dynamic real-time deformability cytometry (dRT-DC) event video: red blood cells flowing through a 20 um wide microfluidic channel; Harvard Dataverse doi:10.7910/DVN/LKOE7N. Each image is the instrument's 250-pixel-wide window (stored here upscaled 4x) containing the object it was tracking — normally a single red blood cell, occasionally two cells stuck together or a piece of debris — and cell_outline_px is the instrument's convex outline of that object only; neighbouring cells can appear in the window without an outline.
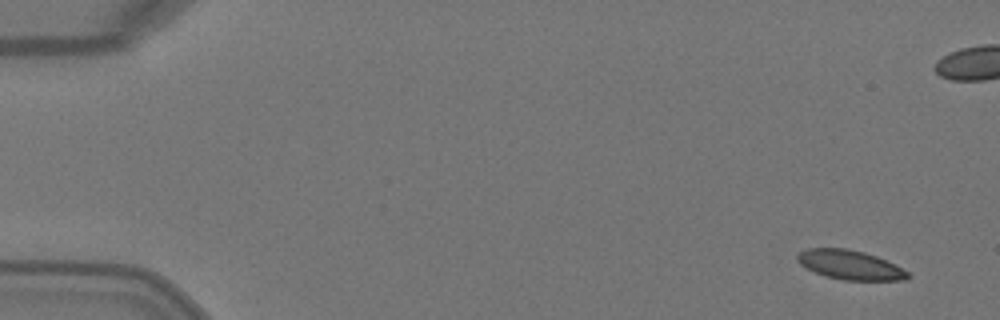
{"species": "Egyptian fruit bat (a non-hibernating species)", "species_latin": "Rousettus aegyptiacus", "temperature_condition": "warm", "stored_images_in_passage": 6, "camera_frame_rate_fps": 3000, "um_per_image_px": 0.085, "animal": {"sex": "female"}, "frame": {"image": 1, "passage_image": 1, "time_ms": 0.0, "image_size_px": [1000, 320], "cell_outline_px": [[912, 276], [908, 280], [844, 280], [824, 276], [800, 264], [796, 260], [796, 256], [800, 252], [808, 248], [844, 248], [864, 252], [876, 256], [896, 264], [908, 272]], "centroid_in_image_um": [72.29, 22.52], "position_along_channel_um": 12.7, "area_um2": 18.9}}
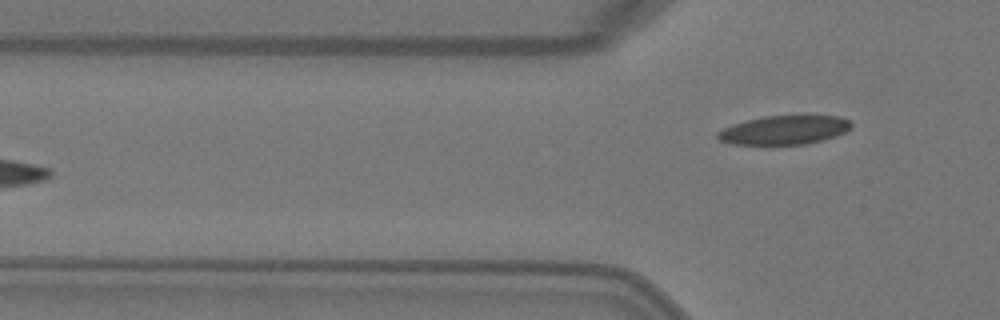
{"frame": {"image": 2, "passage_image": 6, "time_ms": 1.667, "image_size_px": [1000, 320], "cell_outline_px": [[852, 124], [844, 132], [836, 136], [804, 144], [732, 144], [720, 140], [716, 136], [716, 132], [732, 124], [764, 116], [808, 112], [840, 116], [848, 120]], "centroid_in_image_um": [66.7, 10.99], "position_along_channel_um": 59.1, "area_um2": 23.24}}